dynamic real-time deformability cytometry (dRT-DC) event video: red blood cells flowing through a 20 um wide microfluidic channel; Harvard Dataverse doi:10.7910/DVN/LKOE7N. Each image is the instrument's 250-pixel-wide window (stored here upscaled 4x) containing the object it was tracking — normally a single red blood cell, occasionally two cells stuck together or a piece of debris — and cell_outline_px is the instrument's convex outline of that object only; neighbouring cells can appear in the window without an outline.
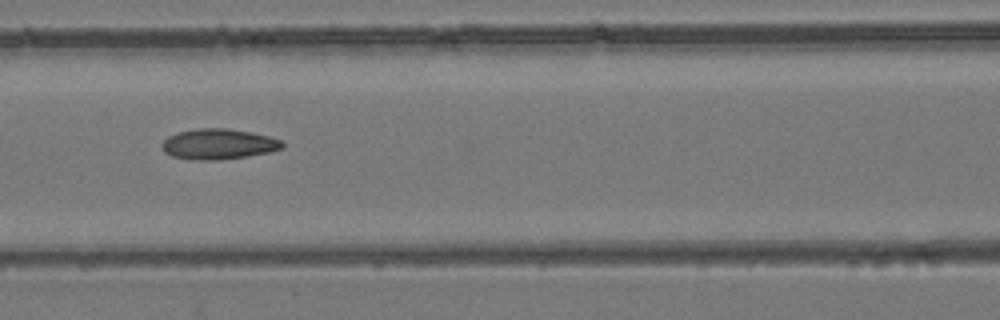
{"species": "common noctule bat (a hibernating species)", "species_latin": "Nyctalus noctula", "temperature_condition": "room temperature", "stored_images_in_passage": 7, "camera_frame_rate_fps": 3000, "um_per_image_px": 0.085, "animal": {"sex": "female", "body_mass_g": 24.6, "forearm_length_mm": 56.2}, "frame": {"image": 1, "passage_image": 6, "time_ms": 5.667, "image_size_px": [1000, 320], "cell_outline_px": [[284, 148], [268, 152], [248, 156], [220, 160], [192, 160], [172, 156], [164, 152], [160, 144], [168, 136], [180, 132], [196, 128], [228, 128], [252, 132], [268, 136], [280, 140], [284, 144]], "centroid_in_image_um": [18.55, 12.25], "position_along_channel_um": 148.0, "area_um2": 21.5}}
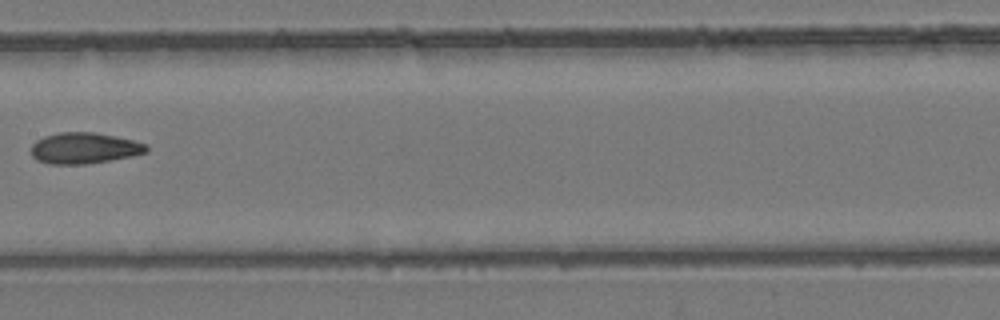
{"frame": {"image": 2, "passage_image": 7, "time_ms": 7.0, "image_size_px": [1000, 320], "cell_outline_px": [[148, 152], [132, 156], [88, 164], [48, 164], [36, 160], [32, 156], [32, 144], [36, 140], [44, 136], [60, 132], [96, 132], [116, 136], [148, 144]], "centroid_in_image_um": [7.17, 12.59], "position_along_channel_um": 200.2, "area_um2": 21.04}}